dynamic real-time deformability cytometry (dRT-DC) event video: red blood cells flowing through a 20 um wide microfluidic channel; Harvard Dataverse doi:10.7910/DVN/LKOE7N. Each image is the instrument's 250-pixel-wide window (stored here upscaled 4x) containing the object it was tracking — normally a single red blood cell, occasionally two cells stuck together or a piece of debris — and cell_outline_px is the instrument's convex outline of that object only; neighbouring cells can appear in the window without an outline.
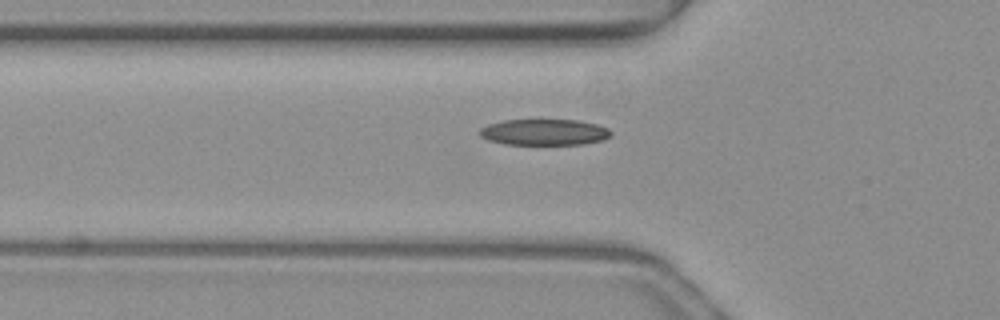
{"species": "common noctule bat (a hibernating species)", "species_latin": "Nyctalus noctula", "temperature_condition": "warm", "stored_images_in_passage": 34, "camera_frame_rate_fps": 3000, "um_per_image_px": 0.085, "animal": {"sex": "female", "body_mass_g": 19.3, "forearm_length_mm": 54.1}, "frame": {"image": 1, "passage_image": 3, "time_ms": 0.667, "image_size_px": [1000, 320], "cell_outline_px": [[612, 136], [604, 140], [584, 144], [504, 144], [488, 140], [480, 136], [480, 128], [488, 124], [504, 120], [580, 120], [596, 124], [608, 128], [612, 132]], "centroid_in_image_um": [46.29, 11.23], "position_along_channel_um": 79.5, "area_um2": 20.06}}
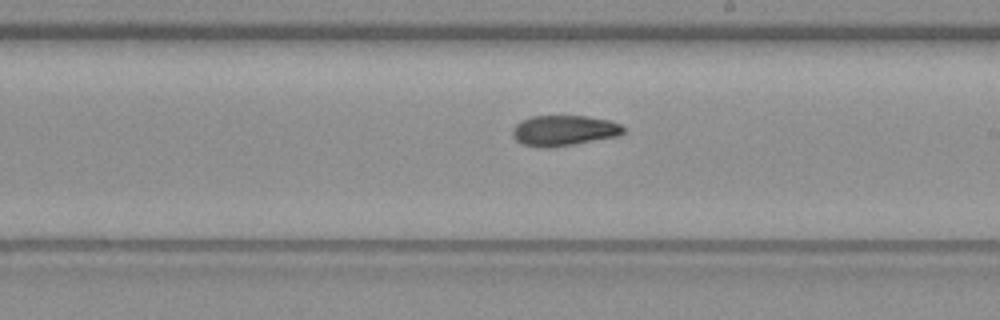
{"frame": {"image": 2, "passage_image": 15, "time_ms": 4.667, "image_size_px": [1000, 320], "cell_outline_px": [[624, 132], [620, 136], [576, 144], [552, 148], [540, 148], [524, 144], [516, 140], [512, 136], [512, 128], [520, 120], [532, 116], [588, 116], [608, 120], [620, 124], [624, 128]], "centroid_in_image_um": [47.92, 11.1], "position_along_channel_um": 241.1, "area_um2": 20.0}}
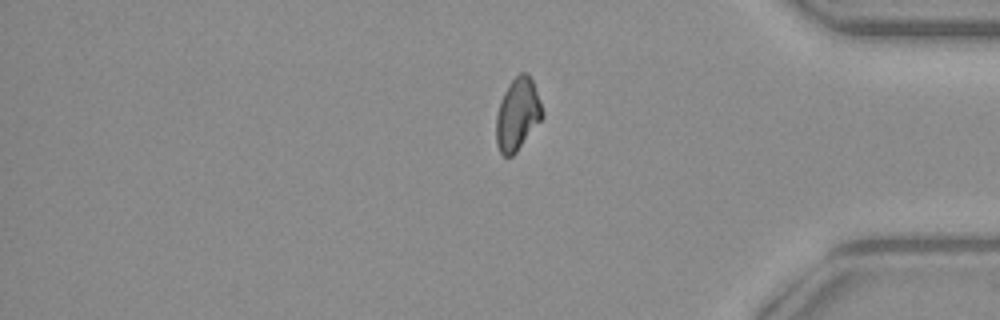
{"frame": {"image": 3, "passage_image": 28, "time_ms": 9.0, "image_size_px": [1000, 320], "cell_outline_px": [[544, 116], [516, 152], [512, 156], [504, 156], [500, 152], [496, 144], [496, 116], [500, 100], [508, 84], [520, 72], [524, 72], [532, 80], [544, 112]], "centroid_in_image_um": [43.98, 9.73], "position_along_channel_um": 391.2, "area_um2": 19.31}, "authors_computed_cell_mechanics": {"area_um2": 19.7965, "velocity_mm_per_s": 4.019, "shape_relaxation_time_tau1_ms": 9.3814, "shape_relaxation_time_tau2_ms": 5.1732, "deformation_change_tau1": 0.2376, "deformation_change_tau2": 0.1037}}